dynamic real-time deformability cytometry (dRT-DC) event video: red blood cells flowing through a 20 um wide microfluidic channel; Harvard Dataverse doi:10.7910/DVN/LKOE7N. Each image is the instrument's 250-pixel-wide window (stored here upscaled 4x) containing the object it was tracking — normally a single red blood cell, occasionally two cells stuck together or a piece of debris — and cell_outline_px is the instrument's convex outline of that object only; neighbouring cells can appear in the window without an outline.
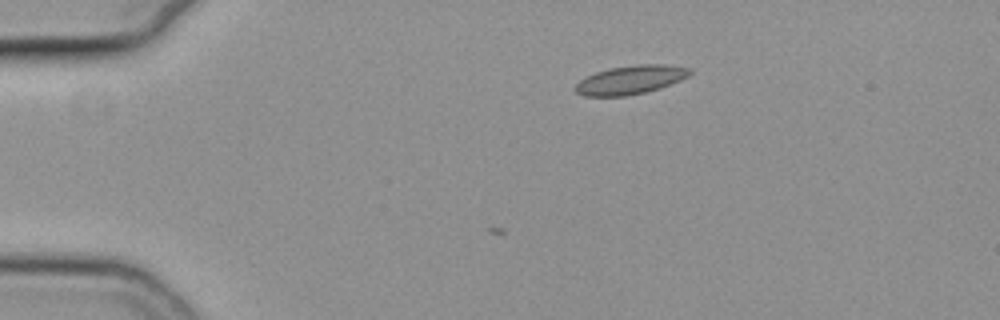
{"species": "common noctule bat (a hibernating species)", "species_latin": "Nyctalus noctula", "temperature_condition": "cold", "stored_images_in_passage": 9, "camera_frame_rate_fps": 3000, "um_per_image_px": 0.085, "animal": {"sex": "female", "body_mass_g": 19.3, "forearm_length_mm": 54.1}, "frame": {"image": 1, "passage_image": 1, "time_ms": 0.0, "image_size_px": [1000, 320], "cell_outline_px": [[692, 72], [688, 76], [680, 80], [660, 88], [644, 92], [624, 96], [584, 96], [576, 92], [572, 88], [580, 80], [596, 72], [608, 68], [636, 64], [668, 64], [692, 68]], "centroid_in_image_um": [53.6, 6.77], "position_along_channel_um": 31.4, "area_um2": 19.25}}